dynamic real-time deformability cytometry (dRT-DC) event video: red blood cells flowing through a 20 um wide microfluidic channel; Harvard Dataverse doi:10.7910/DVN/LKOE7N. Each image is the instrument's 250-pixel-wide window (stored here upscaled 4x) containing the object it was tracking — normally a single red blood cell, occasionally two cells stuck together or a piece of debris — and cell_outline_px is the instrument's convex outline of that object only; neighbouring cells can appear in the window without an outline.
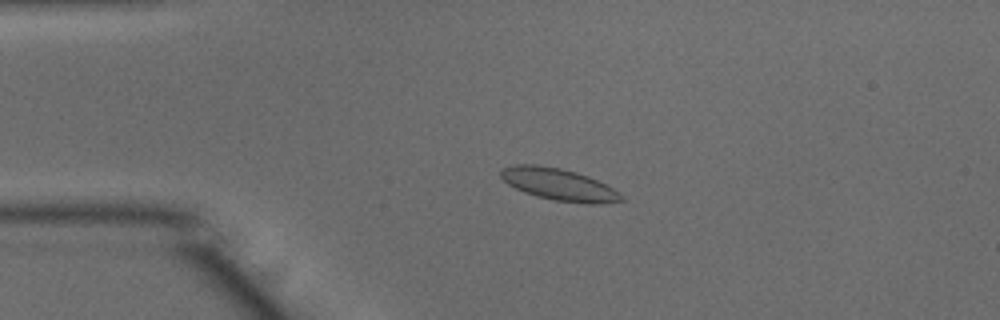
{"species": "common noctule bat (a hibernating species)", "species_latin": "Nyctalus noctula", "temperature_condition": "warm", "stored_images_in_passage": 46, "camera_frame_rate_fps": 3000, "um_per_image_px": 0.085, "animal": {"sex": "male", "body_mass_g": 15.6}, "frame": {"image": 1, "passage_image": 6, "time_ms": 1.667, "image_size_px": [1000, 320], "cell_outline_px": [[624, 200], [596, 204], [588, 204], [556, 200], [536, 196], [524, 192], [508, 184], [500, 176], [500, 172], [504, 168], [516, 164], [536, 164], [560, 168], [576, 172], [588, 176], [620, 192], [624, 196]], "centroid_in_image_um": [47.51, 15.67], "position_along_channel_um": 37.5, "area_um2": 22.25}}
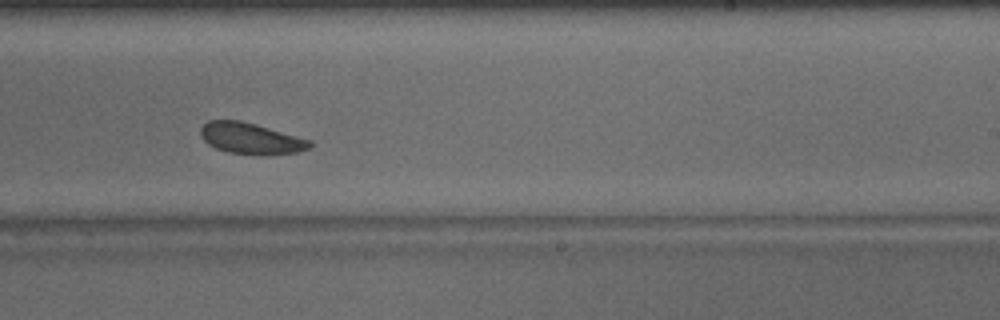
{"frame": {"image": 2, "passage_image": 26, "time_ms": 8.333, "image_size_px": [1000, 320], "cell_outline_px": [[312, 144], [308, 148], [296, 152], [268, 156], [264, 156], [228, 152], [216, 148], [208, 144], [200, 136], [200, 128], [208, 120], [240, 120], [256, 124], [312, 140]], "centroid_in_image_um": [21.32, 11.77], "position_along_channel_um": 267.7, "area_um2": 20.06}}
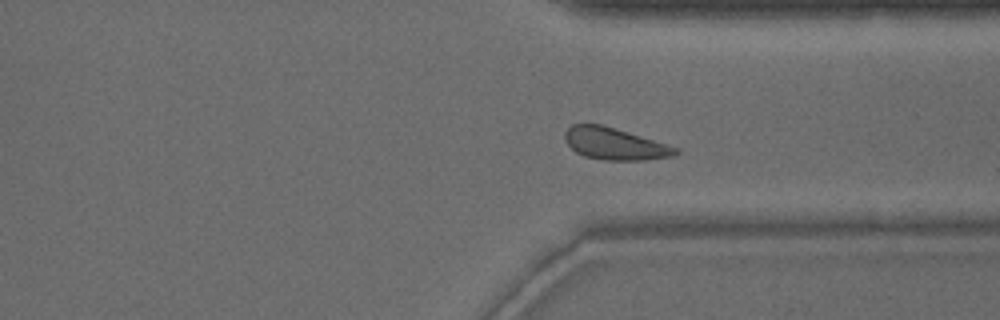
{"frame": {"image": 3, "passage_image": 33, "time_ms": 10.667, "image_size_px": [1000, 320], "cell_outline_px": [[680, 152], [672, 156], [644, 160], [604, 160], [584, 156], [576, 152], [564, 140], [564, 132], [572, 124], [600, 124], [680, 148]], "centroid_in_image_um": [52.24, 12.23], "position_along_channel_um": 359.2, "area_um2": 20.4}, "authors_computed_cell_mechanics": {"area_um2": 20.8369, "velocity_mm_per_s": 3.9101, "shape_relaxation_time_tau1_ms": 4.3068, "shape_relaxation_time_tau2_ms": null, "deformation_change_tau1": 0.1174, "deformation_change_tau2": null}}